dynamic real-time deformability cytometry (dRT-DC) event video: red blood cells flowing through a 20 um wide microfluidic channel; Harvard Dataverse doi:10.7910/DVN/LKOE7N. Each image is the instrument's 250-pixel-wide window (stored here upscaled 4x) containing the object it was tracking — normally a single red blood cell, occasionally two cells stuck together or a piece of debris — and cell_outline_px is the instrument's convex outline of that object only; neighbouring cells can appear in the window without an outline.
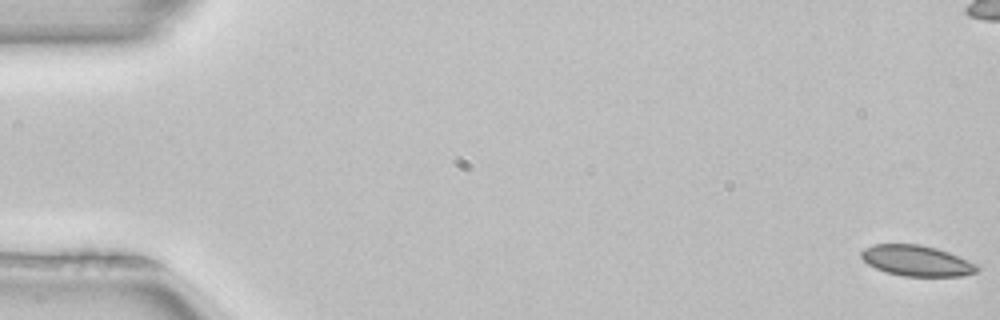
{"species": "common noctule bat (a hibernating species)", "species_latin": "Nyctalus noctula", "temperature_condition": "room temperature", "stored_images_in_passage": 4, "camera_frame_rate_fps": 3000, "um_per_image_px": 0.085, "animal": {"sex": "female", "body_mass_g": 22.7, "forearm_length_mm": 54.2}, "frame": {"image": 1, "passage_image": 1, "time_ms": 0.0, "image_size_px": [1000, 320], "cell_outline_px": [[980, 268], [976, 272], [960, 276], [904, 276], [884, 272], [868, 264], [860, 256], [860, 252], [864, 248], [872, 244], [920, 244], [936, 248], [948, 252], [980, 264]], "centroid_in_image_um": [77.93, 22.16], "position_along_channel_um": 7.1, "area_um2": 20.92}}